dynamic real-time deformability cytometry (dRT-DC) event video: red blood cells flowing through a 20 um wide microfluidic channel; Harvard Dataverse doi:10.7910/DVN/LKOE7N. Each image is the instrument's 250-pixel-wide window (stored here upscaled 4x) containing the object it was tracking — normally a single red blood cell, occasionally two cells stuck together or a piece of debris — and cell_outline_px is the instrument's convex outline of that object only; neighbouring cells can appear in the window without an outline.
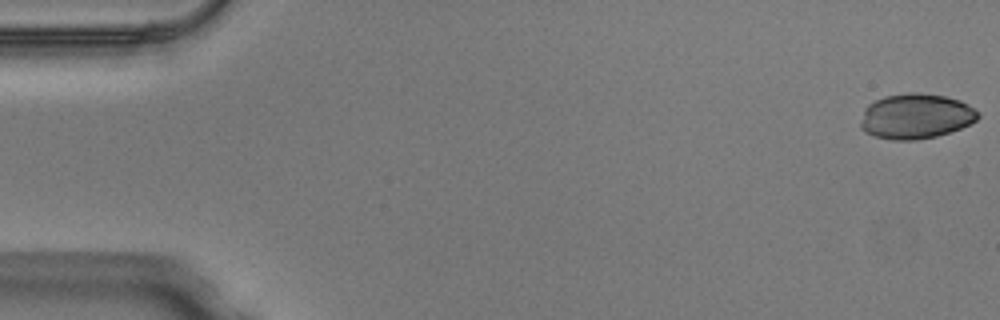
{"species": "Egyptian fruit bat (a non-hibernating species)", "species_latin": "Rousettus aegyptiacus", "temperature_condition": "warm", "stored_images_in_passage": 50, "camera_frame_rate_fps": 3000, "um_per_image_px": 0.085, "animal": {"sex": "male"}, "frame": {"image": 1, "passage_image": 1, "time_ms": 0.0, "image_size_px": [1000, 320], "cell_outline_px": [[980, 116], [976, 120], [960, 128], [936, 136], [916, 140], [892, 140], [876, 136], [864, 132], [860, 128], [860, 124], [864, 108], [868, 104], [884, 96], [908, 92], [916, 92], [944, 96], [960, 100], [968, 104], [980, 112]], "centroid_in_image_um": [77.83, 9.87], "position_along_channel_um": 7.2, "area_um2": 30.98}}
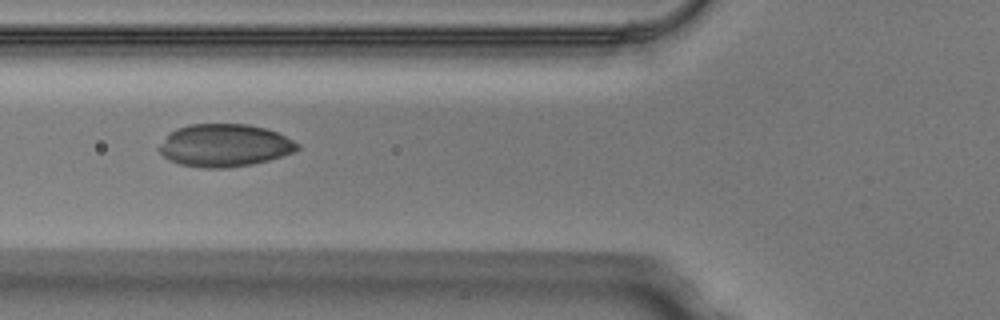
{"frame": {"image": 2, "passage_image": 19, "time_ms": 6.0, "image_size_px": [1000, 320], "cell_outline_px": [[300, 148], [292, 152], [268, 160], [252, 164], [224, 168], [204, 168], [180, 164], [164, 156], [160, 152], [160, 144], [168, 132], [176, 128], [188, 124], [248, 124], [264, 128], [276, 132], [300, 144]], "centroid_in_image_um": [19.06, 12.35], "position_along_channel_um": 106.7, "area_um2": 34.1}}
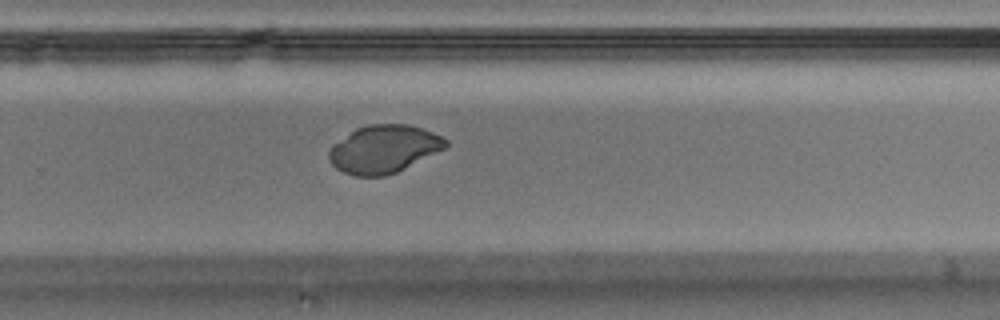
{"frame": {"image": 3, "passage_image": 33, "time_ms": 10.667, "image_size_px": [1000, 320], "cell_outline_px": [[448, 144], [444, 148], [396, 172], [384, 176], [356, 176], [344, 172], [336, 168], [332, 164], [328, 156], [328, 152], [332, 144], [356, 128], [368, 124], [408, 124], [432, 132], [448, 140]], "centroid_in_image_um": [32.58, 12.66], "position_along_channel_um": 297.2, "area_um2": 32.19}}